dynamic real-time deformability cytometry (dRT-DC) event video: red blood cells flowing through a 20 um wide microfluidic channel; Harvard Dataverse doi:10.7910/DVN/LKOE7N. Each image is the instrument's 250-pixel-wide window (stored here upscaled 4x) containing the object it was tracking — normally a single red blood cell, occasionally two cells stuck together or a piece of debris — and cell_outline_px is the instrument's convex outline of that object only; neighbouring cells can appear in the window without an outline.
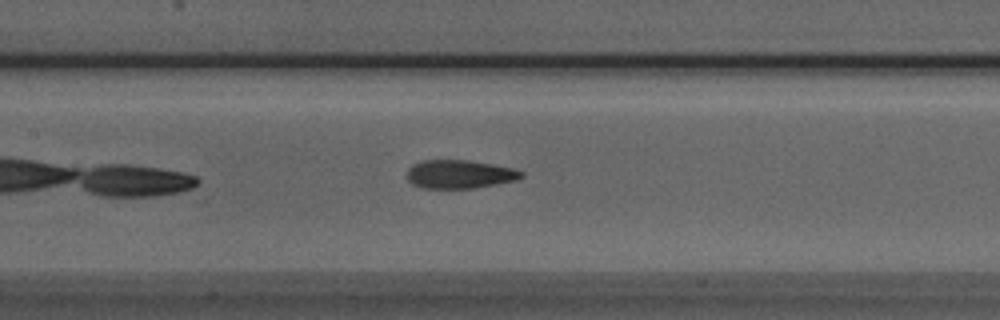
{"species": "Egyptian fruit bat (a non-hibernating species)", "species_latin": "Rousettus aegyptiacus", "temperature_condition": "room temperature", "stored_images_in_passage": 24, "camera_frame_rate_fps": 3000, "um_per_image_px": 0.085, "animal": {"sex": "male"}, "frame": {"image": 1, "passage_image": 11, "time_ms": 3.333, "image_size_px": [1000, 320], "cell_outline_px": [[524, 176], [516, 180], [496, 184], [472, 188], [420, 188], [412, 184], [408, 180], [408, 168], [412, 164], [420, 160], [468, 160], [492, 164], [512, 168], [524, 172]], "centroid_in_image_um": [39.04, 14.8], "position_along_channel_um": 168.4, "area_um2": 19.02}}
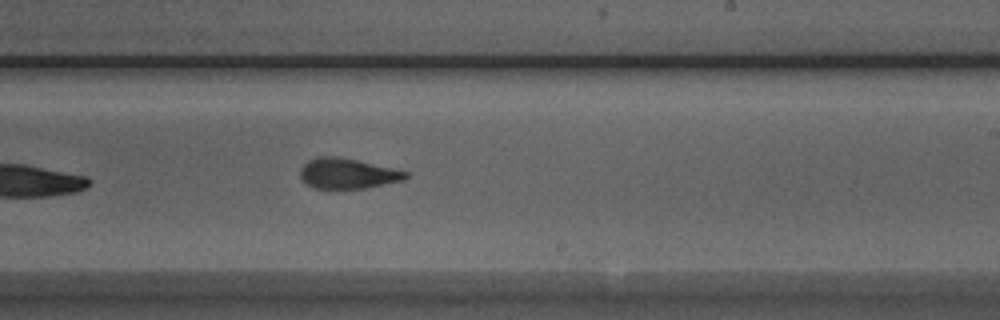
{"frame": {"image": 2, "passage_image": 18, "time_ms": 5.667, "image_size_px": [1000, 320], "cell_outline_px": [[408, 176], [404, 180], [364, 188], [312, 188], [300, 176], [300, 168], [308, 160], [316, 156], [336, 156], [356, 160], [392, 168], [408, 172]], "centroid_in_image_um": [29.52, 14.74], "position_along_channel_um": 259.5, "area_um2": 18.44}}
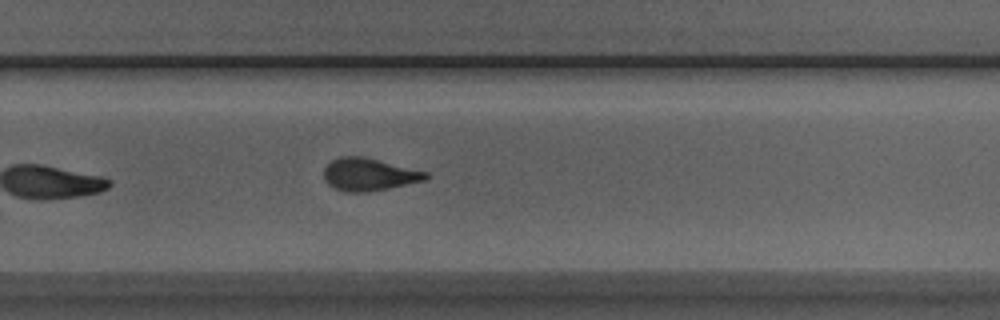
{"frame": {"image": 3, "passage_image": 21, "time_ms": 6.667, "image_size_px": [1000, 320], "cell_outline_px": [[428, 176], [424, 180], [388, 188], [368, 192], [344, 192], [328, 184], [324, 180], [324, 168], [332, 160], [340, 156], [364, 156], [428, 172]], "centroid_in_image_um": [31.33, 14.82], "position_along_channel_um": 298.5, "area_um2": 19.25}}